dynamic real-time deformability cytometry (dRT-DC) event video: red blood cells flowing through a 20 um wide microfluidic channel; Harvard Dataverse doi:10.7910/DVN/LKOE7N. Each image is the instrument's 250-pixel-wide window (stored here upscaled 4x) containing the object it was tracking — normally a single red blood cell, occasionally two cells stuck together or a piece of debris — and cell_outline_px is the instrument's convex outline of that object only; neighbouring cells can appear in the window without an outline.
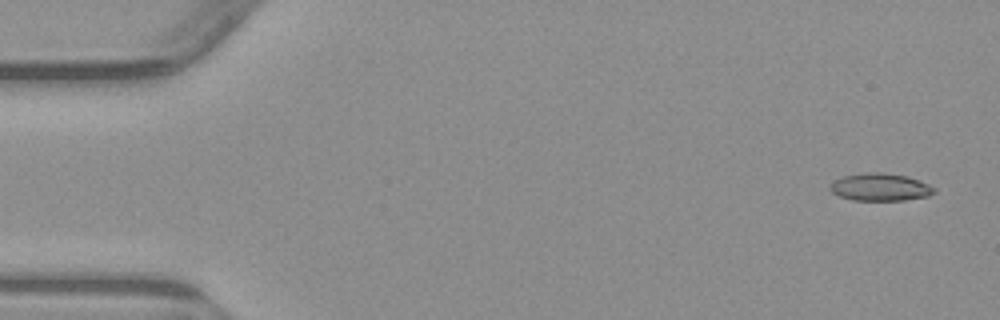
{"species": "common noctule bat (a hibernating species)", "species_latin": "Nyctalus noctula", "temperature_condition": "warm", "stored_images_in_passage": 5, "camera_frame_rate_fps": 3000, "um_per_image_px": 0.085, "animal": {"sex": "male", "body_mass_g": 23.1, "forearm_length_mm": 52.7}, "frame": {"image": 1, "passage_image": 1, "time_ms": 0.0, "image_size_px": [1000, 320], "cell_outline_px": [[936, 192], [928, 196], [904, 200], [852, 200], [840, 196], [832, 192], [828, 188], [836, 180], [844, 176], [868, 172], [884, 172], [908, 176], [928, 184], [936, 188]], "centroid_in_image_um": [74.85, 15.9], "position_along_channel_um": 10.1, "area_um2": 16.65}}
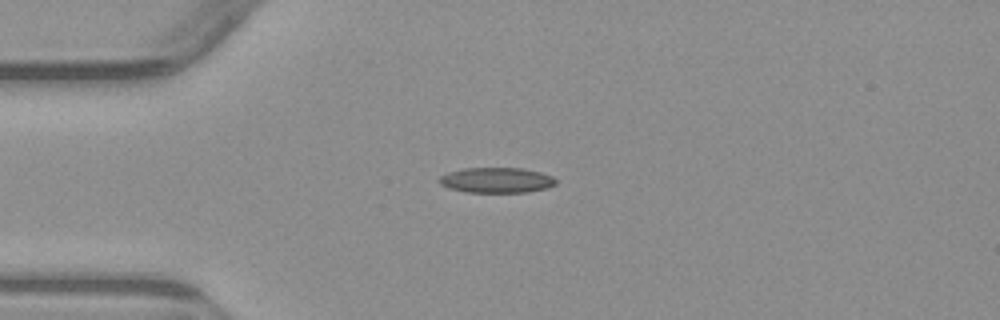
{"frame": {"image": 2, "passage_image": 4, "time_ms": 3.667, "image_size_px": [1000, 320], "cell_outline_px": [[556, 184], [548, 188], [528, 192], [464, 192], [448, 188], [440, 184], [436, 180], [440, 176], [448, 172], [464, 168], [524, 168], [540, 172], [552, 176], [556, 180]], "centroid_in_image_um": [42.18, 15.31], "position_along_channel_um": 42.8, "area_um2": 17.4}}